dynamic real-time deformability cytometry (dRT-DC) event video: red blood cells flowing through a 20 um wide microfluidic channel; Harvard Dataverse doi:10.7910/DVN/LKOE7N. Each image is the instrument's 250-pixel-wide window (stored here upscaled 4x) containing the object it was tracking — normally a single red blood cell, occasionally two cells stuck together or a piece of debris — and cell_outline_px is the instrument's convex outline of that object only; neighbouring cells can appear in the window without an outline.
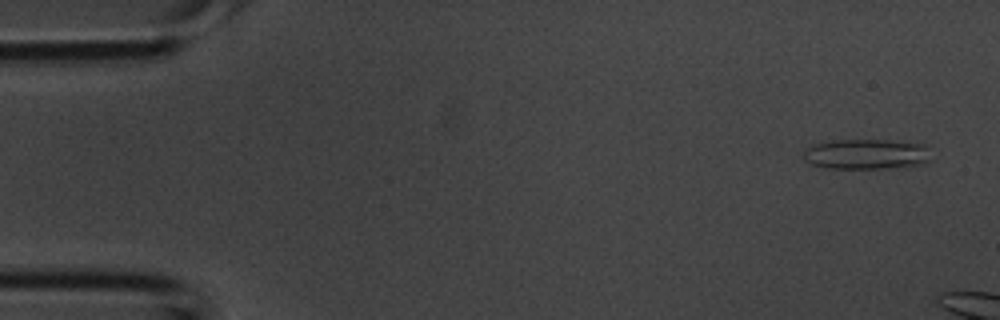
{"species": "common noctule bat (a hibernating species)", "species_latin": "Nyctalus noctula", "temperature_condition": "room temperature", "stored_images_in_passage": 4, "camera_frame_rate_fps": 3000, "um_per_image_px": 0.085, "animal": {"sex": "male", "body_mass_g": 20.1, "forearm_length_mm": 53.5}, "frame": {"image": 1, "passage_image": 1, "time_ms": 0.0, "image_size_px": [1000, 320], "cell_outline_px": [[928, 160], [920, 164], [888, 168], [828, 168], [812, 164], [804, 160], [804, 152], [812, 144], [832, 140], [888, 140], [924, 144]], "centroid_in_image_um": [73.56, 13.09], "position_along_channel_um": 11.4, "area_um2": 22.08}}